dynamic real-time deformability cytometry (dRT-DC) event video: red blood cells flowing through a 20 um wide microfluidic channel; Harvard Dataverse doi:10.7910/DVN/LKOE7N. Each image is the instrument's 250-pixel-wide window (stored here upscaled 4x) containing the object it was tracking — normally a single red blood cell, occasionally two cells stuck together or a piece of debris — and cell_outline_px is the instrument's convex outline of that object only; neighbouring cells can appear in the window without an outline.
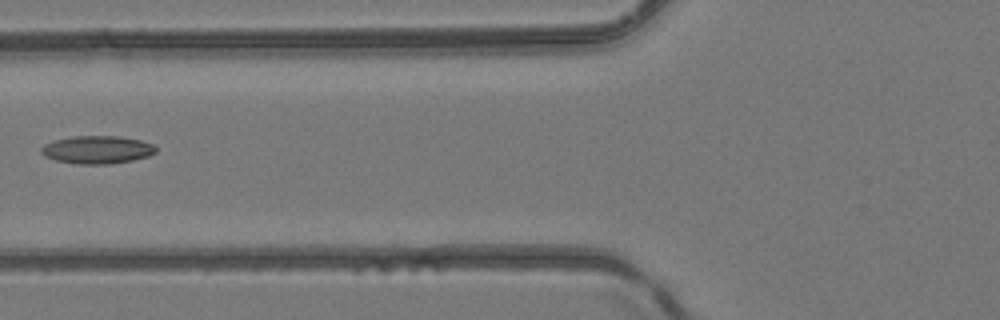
{"species": "common noctule bat (a hibernating species)", "species_latin": "Nyctalus noctula", "temperature_condition": "room temperature", "stored_images_in_passage": 6, "camera_frame_rate_fps": 3000, "um_per_image_px": 0.085, "animal": {"sex": "female", "body_mass_g": 24.6, "forearm_length_mm": 56.2}, "frame": {"image": 1, "passage_image": 6, "time_ms": 5.667, "image_size_px": [1000, 320], "cell_outline_px": [[156, 152], [148, 156], [132, 160], [112, 164], [76, 164], [56, 160], [44, 156], [40, 152], [40, 148], [44, 144], [56, 140], [72, 136], [116, 136], [140, 140], [152, 144], [156, 148]], "centroid_in_image_um": [8.24, 12.73], "position_along_channel_um": 117.6, "area_um2": 18.61}}